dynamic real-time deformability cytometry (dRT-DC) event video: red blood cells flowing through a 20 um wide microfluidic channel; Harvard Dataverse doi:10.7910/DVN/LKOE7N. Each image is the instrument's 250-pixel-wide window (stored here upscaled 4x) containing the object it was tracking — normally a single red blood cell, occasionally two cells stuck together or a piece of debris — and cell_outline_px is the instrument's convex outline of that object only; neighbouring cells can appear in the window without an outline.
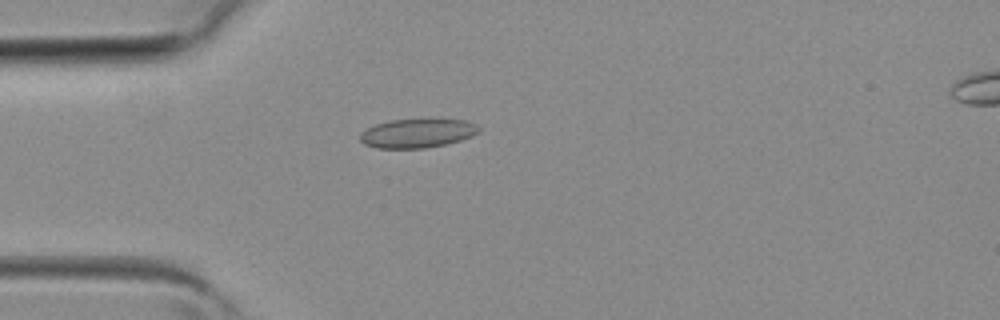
{"species": "common noctule bat (a hibernating species)", "species_latin": "Nyctalus noctula", "temperature_condition": "room temperature", "stored_images_in_passage": 2, "camera_frame_rate_fps": 3000, "um_per_image_px": 0.085, "animal": {"sex": "female", "body_mass_g": 19.3, "forearm_length_mm": 54.1}, "frame": {"image": 1, "passage_image": 2, "time_ms": 0.333, "image_size_px": [1000, 320], "cell_outline_px": [[480, 132], [472, 136], [448, 144], [424, 148], [376, 148], [364, 144], [360, 140], [360, 132], [376, 124], [392, 120], [468, 120], [476, 124], [480, 128]], "centroid_in_image_um": [35.49, 11.34], "position_along_channel_um": 49.5, "area_um2": 19.94}}